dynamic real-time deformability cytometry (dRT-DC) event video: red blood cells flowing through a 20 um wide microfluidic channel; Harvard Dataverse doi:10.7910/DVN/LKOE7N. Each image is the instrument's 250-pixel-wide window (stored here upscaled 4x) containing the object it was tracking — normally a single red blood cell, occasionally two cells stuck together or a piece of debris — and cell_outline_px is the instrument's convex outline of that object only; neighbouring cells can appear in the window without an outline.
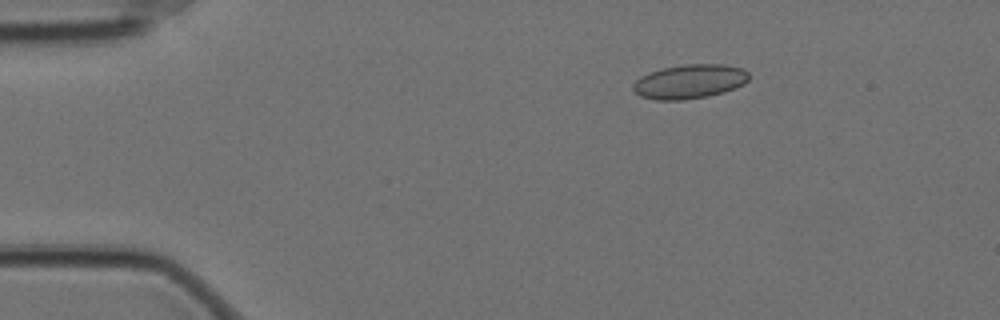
{"species": "Egyptian fruit bat (a non-hibernating species)", "species_latin": "Rousettus aegyptiacus", "temperature_condition": "cold", "stored_images_in_passage": 50, "camera_frame_rate_fps": 3000, "um_per_image_px": 0.085, "animal": {"sex": "female"}, "frame": {"image": 1, "passage_image": 2, "time_ms": 0.333, "image_size_px": [1000, 320], "cell_outline_px": [[748, 80], [744, 84], [724, 92], [708, 96], [680, 100], [656, 100], [640, 96], [632, 88], [632, 84], [640, 76], [648, 72], [664, 68], [684, 64], [724, 64], [744, 68], [748, 72]], "centroid_in_image_um": [58.61, 6.92], "position_along_channel_um": 26.4, "area_um2": 23.18}}
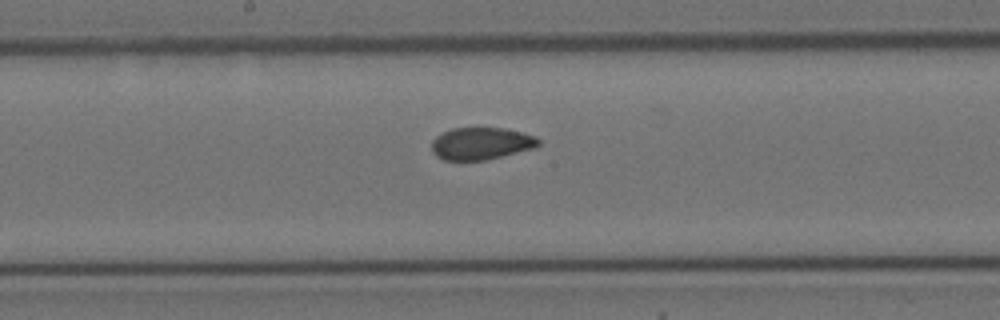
{"frame": {"image": 2, "passage_image": 23, "time_ms": 7.333, "image_size_px": [1000, 320], "cell_outline_px": [[540, 144], [536, 148], [484, 160], [444, 160], [436, 156], [432, 152], [432, 140], [436, 136], [452, 128], [504, 128], [536, 136], [540, 140]], "centroid_in_image_um": [40.9, 12.2], "position_along_channel_um": 207.3, "area_um2": 20.06}}
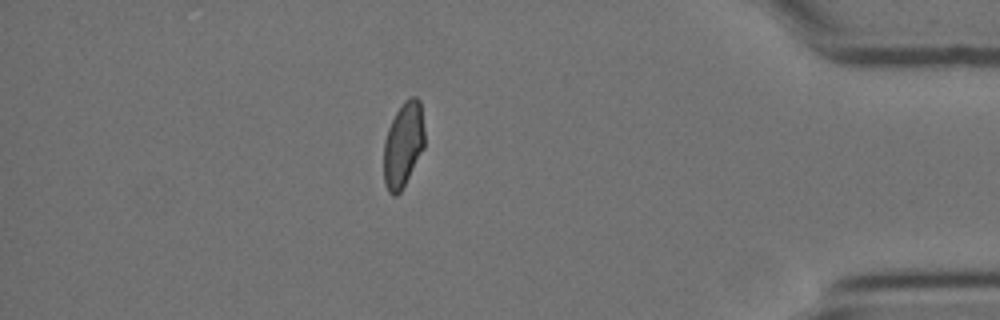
{"frame": {"image": 3, "passage_image": 43, "time_ms": 14.0, "image_size_px": [1000, 320], "cell_outline_px": [[424, 148], [400, 192], [396, 196], [392, 196], [388, 192], [384, 180], [384, 140], [388, 128], [396, 112], [404, 100], [412, 96], [416, 96], [420, 100], [424, 128]], "centroid_in_image_um": [34.27, 12.28], "position_along_channel_um": 400.9, "area_um2": 20.23}, "authors_computed_cell_mechanics": {"area_um2": 21.097, "velocity_mm_per_s": 3.4939, "shape_relaxation_time_tau1_ms": null, "shape_relaxation_time_tau2_ms": 1.1385, "deformation_change_tau1": null, "deformation_change_tau2": 0.0462}}